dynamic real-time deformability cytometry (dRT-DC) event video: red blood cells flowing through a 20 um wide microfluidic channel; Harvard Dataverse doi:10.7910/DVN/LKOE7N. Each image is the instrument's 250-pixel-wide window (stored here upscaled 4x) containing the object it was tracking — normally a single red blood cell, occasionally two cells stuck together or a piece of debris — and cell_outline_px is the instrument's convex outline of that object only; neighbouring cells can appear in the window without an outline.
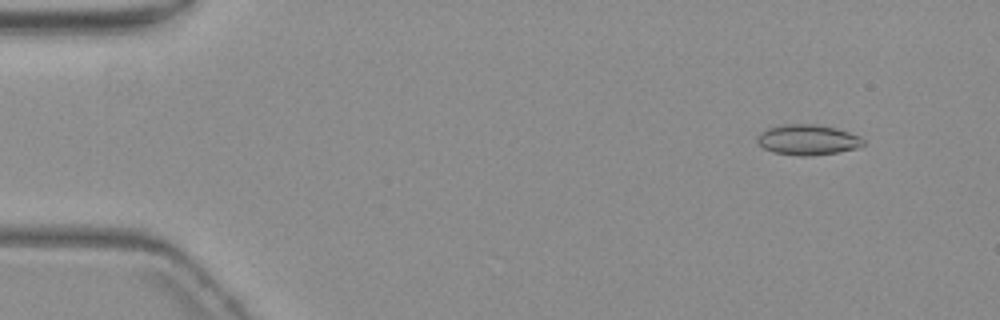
{"species": "common noctule bat (a hibernating species)", "species_latin": "Nyctalus noctula", "temperature_condition": "warm", "stored_images_in_passage": 5, "camera_frame_rate_fps": 3000, "um_per_image_px": 0.085, "animal": {"sex": "female", "body_mass_g": 19.3, "forearm_length_mm": 54.1}, "frame": {"image": 1, "passage_image": 2, "time_ms": 1.333, "image_size_px": [1000, 320], "cell_outline_px": [[864, 144], [856, 148], [836, 152], [808, 156], [800, 156], [772, 152], [764, 148], [756, 140], [756, 136], [760, 132], [768, 128], [784, 124], [816, 124], [836, 128], [860, 136], [864, 140]], "centroid_in_image_um": [68.63, 11.87], "position_along_channel_um": 16.4, "area_um2": 18.73}}
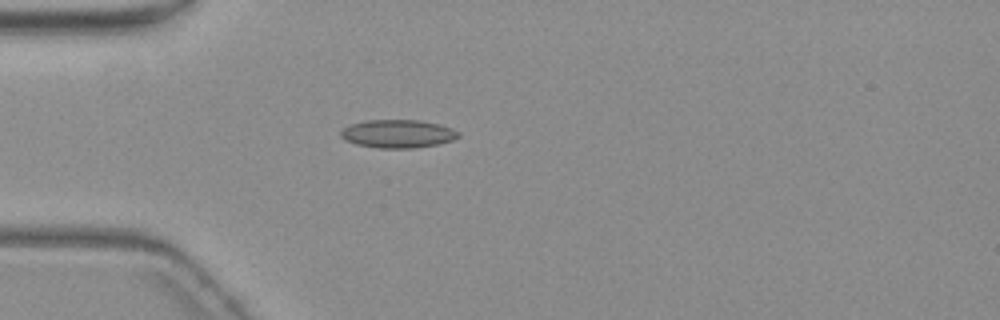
{"frame": {"image": 2, "passage_image": 5, "time_ms": 5.0, "image_size_px": [1000, 320], "cell_outline_px": [[460, 136], [452, 140], [436, 144], [416, 148], [376, 148], [356, 144], [344, 140], [340, 136], [340, 132], [344, 128], [352, 124], [364, 120], [420, 120], [440, 124], [452, 128], [460, 132]], "centroid_in_image_um": [33.82, 11.37], "position_along_channel_um": 51.2, "area_um2": 19.42}}